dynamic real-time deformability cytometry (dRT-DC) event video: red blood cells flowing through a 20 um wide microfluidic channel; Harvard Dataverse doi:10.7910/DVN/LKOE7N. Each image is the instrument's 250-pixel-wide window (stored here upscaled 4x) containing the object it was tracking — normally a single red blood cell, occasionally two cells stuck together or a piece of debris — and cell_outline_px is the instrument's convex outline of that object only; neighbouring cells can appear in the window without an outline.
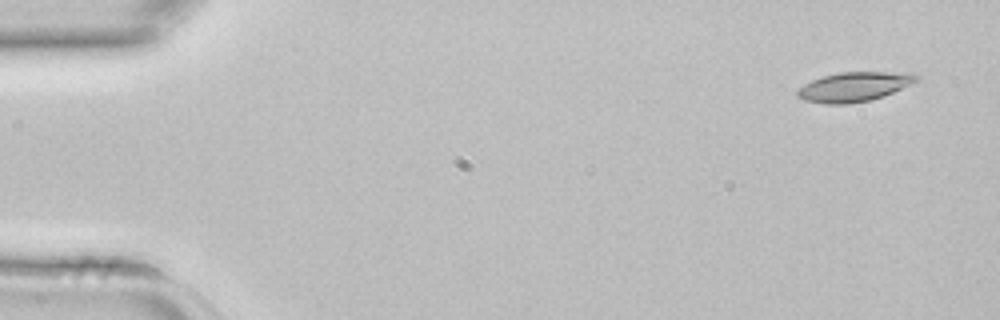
{"species": "common noctule bat (a hibernating species)", "species_latin": "Nyctalus noctula", "temperature_condition": "room temperature", "stored_images_in_passage": 3, "camera_frame_rate_fps": 3000, "um_per_image_px": 0.085, "animal": {"sex": "female", "body_mass_g": 22.7, "forearm_length_mm": 54.2}, "frame": {"image": 1, "passage_image": 1, "time_ms": 0.0, "image_size_px": [1000, 320], "cell_outline_px": [[920, 80], [912, 84], [884, 96], [872, 100], [848, 104], [824, 104], [804, 100], [796, 96], [796, 92], [804, 84], [812, 80], [824, 76], [840, 72], [912, 72], [920, 76]], "centroid_in_image_um": [72.65, 7.37], "position_along_channel_um": 12.3, "area_um2": 20.69}}